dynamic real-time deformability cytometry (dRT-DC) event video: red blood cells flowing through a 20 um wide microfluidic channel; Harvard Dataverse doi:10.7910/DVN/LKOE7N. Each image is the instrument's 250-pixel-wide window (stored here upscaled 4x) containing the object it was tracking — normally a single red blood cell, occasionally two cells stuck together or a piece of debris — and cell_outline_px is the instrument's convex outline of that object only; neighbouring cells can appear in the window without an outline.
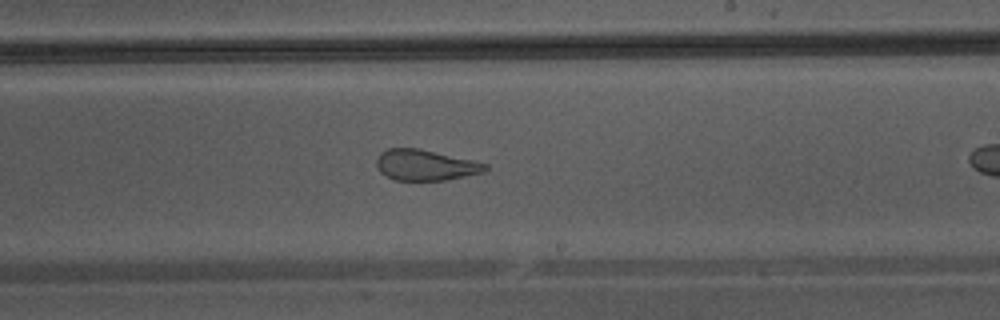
{"species": "Egyptian fruit bat (a non-hibernating species)", "species_latin": "Rousettus aegyptiacus", "temperature_condition": "warm", "stored_images_in_passage": 31, "camera_frame_rate_fps": 3000, "um_per_image_px": 0.085, "animal": {"sex": "male"}, "frame": {"image": 1, "passage_image": 22, "time_ms": 7.0, "image_size_px": [1000, 320], "cell_outline_px": [[488, 168], [484, 172], [448, 180], [396, 180], [380, 172], [376, 164], [376, 156], [380, 152], [388, 148], [420, 148], [472, 160], [488, 164]], "centroid_in_image_um": [36.15, 14.02], "position_along_channel_um": 252.8, "area_um2": 19.59}}